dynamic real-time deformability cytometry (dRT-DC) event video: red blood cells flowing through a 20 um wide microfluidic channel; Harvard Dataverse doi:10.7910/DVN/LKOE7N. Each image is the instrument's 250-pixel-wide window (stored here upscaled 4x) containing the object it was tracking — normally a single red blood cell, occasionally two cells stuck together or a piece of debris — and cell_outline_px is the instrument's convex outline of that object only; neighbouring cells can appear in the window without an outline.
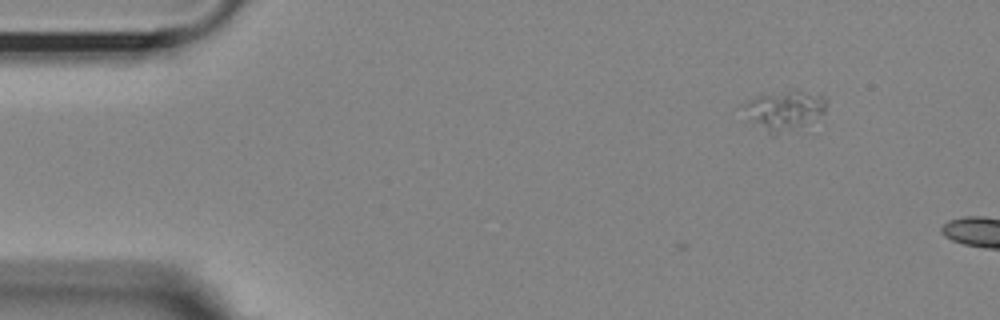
{"species": "Egyptian fruit bat (a non-hibernating species)", "species_latin": "Rousettus aegyptiacus", "temperature_condition": "room temperature", "stored_images_in_passage": 3, "camera_frame_rate_fps": 3000, "um_per_image_px": 0.085, "animal": {"sex": "female"}, "frame": {"image": 1, "passage_image": 1, "time_ms": 0.0, "image_size_px": [1000, 320], "cell_outline_px": [[828, 104], [824, 112], [804, 124], [776, 136], [772, 136], [748, 120], [744, 104], [748, 100], [756, 96], [788, 88], [796, 88], [820, 92], [828, 100]], "centroid_in_image_um": [66.71, 9.3], "position_along_channel_um": 18.3, "area_um2": 19.71}}